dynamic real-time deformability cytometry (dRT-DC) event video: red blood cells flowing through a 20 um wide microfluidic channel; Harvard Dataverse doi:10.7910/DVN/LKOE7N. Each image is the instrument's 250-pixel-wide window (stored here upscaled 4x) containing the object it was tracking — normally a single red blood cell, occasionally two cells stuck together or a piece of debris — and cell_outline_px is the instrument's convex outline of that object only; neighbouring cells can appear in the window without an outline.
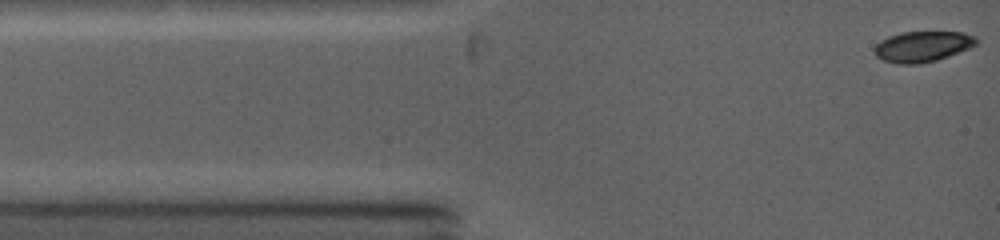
{"species": "common noctule bat (a hibernating species)", "species_latin": "Nyctalus noctula", "temperature_condition": "warm", "stored_images_in_passage": 37, "camera_frame_rate_fps": 5000, "um_per_image_px": 0.085, "animal": {"sex": "female", "body_mass_g": 19.0, "forearm_length_mm": 53.3}, "frame": {"image": 1, "passage_image": 1, "time_ms": 0.0, "image_size_px": [1000, 240], "cell_outline_px": [[976, 44], [968, 48], [948, 56], [936, 60], [916, 64], [900, 64], [884, 60], [876, 56], [872, 52], [876, 44], [880, 40], [888, 36], [900, 32], [964, 32], [976, 36]], "centroid_in_image_um": [78.37, 3.94], "position_along_channel_um": 6.6, "area_um2": 18.15}}
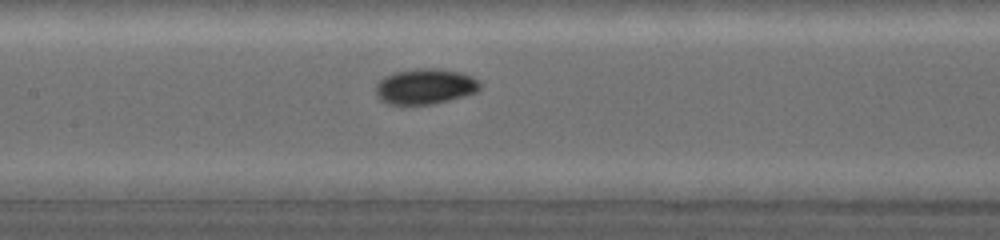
{"frame": {"image": 2, "passage_image": 19, "time_ms": 5.2, "image_size_px": [1000, 240], "cell_outline_px": [[480, 88], [476, 92], [464, 96], [432, 104], [388, 104], [380, 100], [376, 96], [376, 84], [380, 80], [396, 72], [416, 68], [432, 68], [460, 72], [472, 76], [480, 84]], "centroid_in_image_um": [36.13, 7.35], "position_along_channel_um": 171.3, "area_um2": 21.33}}
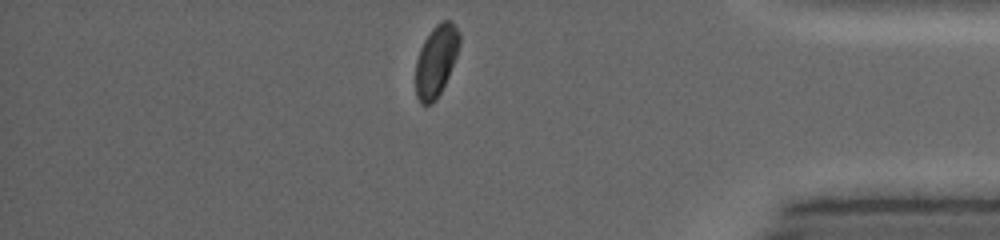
{"frame": {"image": 3, "passage_image": 37, "time_ms": 11.2, "image_size_px": [1000, 240], "cell_outline_px": [[460, 44], [456, 56], [448, 76], [436, 100], [432, 104], [420, 104], [416, 96], [416, 60], [420, 48], [424, 40], [432, 28], [440, 20], [448, 20], [456, 28], [460, 36]], "centroid_in_image_um": [37.05, 5.17], "position_along_channel_um": 398.1, "area_um2": 18.09}, "authors_computed_cell_mechanics": {"area_um2": 19.9988, "velocity_mm_per_s": 4.2599, "shape_relaxation_time_tau1_ms": 3.164, "shape_relaxation_time_tau2_ms": 3.3225, "deformation_change_tau1": 0.1321, "deformation_change_tau2": 0.031}}